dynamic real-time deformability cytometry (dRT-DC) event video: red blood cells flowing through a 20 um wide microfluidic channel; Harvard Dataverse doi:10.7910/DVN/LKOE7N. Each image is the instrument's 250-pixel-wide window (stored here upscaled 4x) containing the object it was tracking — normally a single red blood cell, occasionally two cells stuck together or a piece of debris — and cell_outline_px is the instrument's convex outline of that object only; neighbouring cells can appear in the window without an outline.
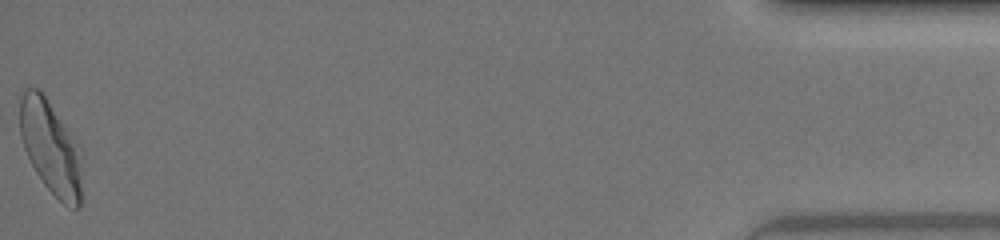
{"species": "human", "species_latin": "Homo sapiens", "temperature_condition": "warm", "stored_images_in_passage": 49, "camera_frame_rate_fps": 3000, "um_per_image_px": 0.085, "donor": {"sex": "female"}, "frame": {"image": 1, "passage_image": 49, "time_ms": 16.0, "image_size_px": [1000, 240], "cell_outline_px": [[80, 208], [76, 208], [64, 204], [44, 184], [36, 172], [24, 148], [20, 136], [20, 88], [40, 88], [80, 148]], "centroid_in_image_um": [4.26, 12.47], "position_along_channel_um": 430.9, "area_um2": 33.35}, "authors_computed_cell_mechanics": {"area_um2": 29.8826, "velocity_mm_per_s": 4.2806, "shape_relaxation_time_tau1_ms": 2.9953, "shape_relaxation_time_tau2_ms": null, "deformation_change_tau1": 0.1382, "deformation_change_tau2": null}}